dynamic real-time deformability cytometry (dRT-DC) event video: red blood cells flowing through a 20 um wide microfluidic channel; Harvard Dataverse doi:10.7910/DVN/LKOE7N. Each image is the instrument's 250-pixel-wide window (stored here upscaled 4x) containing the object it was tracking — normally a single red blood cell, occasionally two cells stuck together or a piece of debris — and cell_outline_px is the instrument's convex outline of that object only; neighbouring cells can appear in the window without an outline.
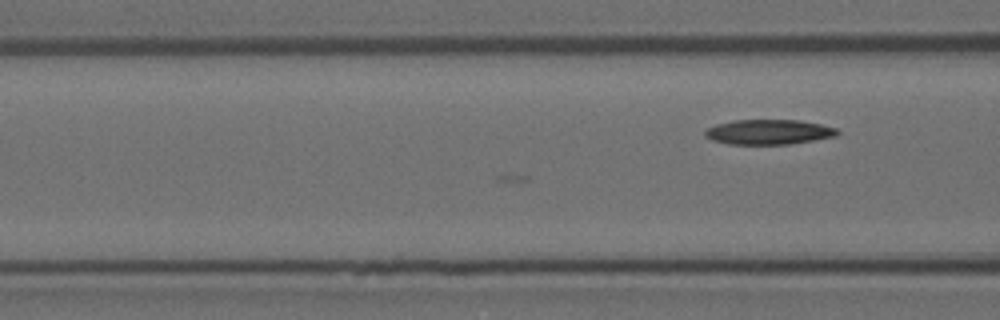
{"species": "Egyptian fruit bat (a non-hibernating species)", "species_latin": "Rousettus aegyptiacus", "temperature_condition": "room temperature", "stored_images_in_passage": 14, "camera_frame_rate_fps": 3000, "um_per_image_px": 0.085, "animal": {"sex": "female"}, "frame": {"image": 1, "passage_image": 14, "time_ms": 4.333, "image_size_px": [1000, 320], "cell_outline_px": [[840, 132], [836, 136], [788, 144], [728, 144], [712, 140], [704, 136], [704, 132], [708, 128], [716, 124], [732, 120], [800, 120], [820, 124], [836, 128]], "centroid_in_image_um": [65.31, 11.21], "position_along_channel_um": 101.3, "area_um2": 19.19}}